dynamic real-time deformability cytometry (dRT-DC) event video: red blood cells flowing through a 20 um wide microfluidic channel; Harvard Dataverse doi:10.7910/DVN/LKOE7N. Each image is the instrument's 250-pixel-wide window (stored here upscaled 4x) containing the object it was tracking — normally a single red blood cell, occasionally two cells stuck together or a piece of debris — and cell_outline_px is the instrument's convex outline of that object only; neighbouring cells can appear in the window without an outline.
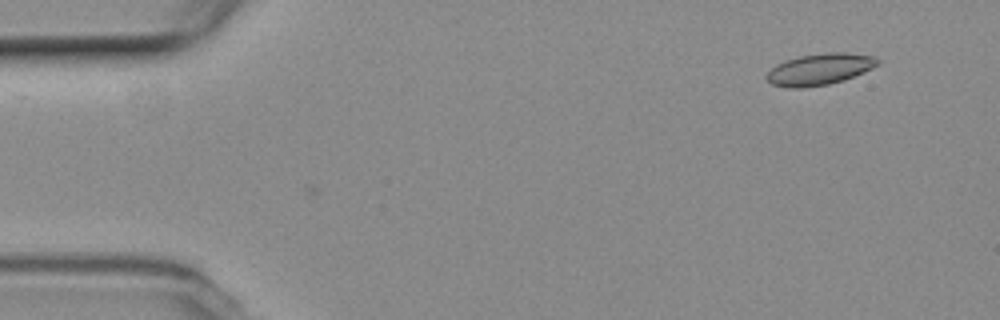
{"species": "common noctule bat (a hibernating species)", "species_latin": "Nyctalus noctula", "temperature_condition": "room temperature", "stored_images_in_passage": 2, "camera_frame_rate_fps": 3000, "um_per_image_px": 0.085, "animal": {"sex": "female", "body_mass_g": 19.3, "forearm_length_mm": 54.1}, "frame": {"image": 1, "passage_image": 1, "time_ms": 0.0, "image_size_px": [1000, 320], "cell_outline_px": [[880, 64], [864, 72], [844, 80], [828, 84], [800, 88], [788, 88], [772, 84], [764, 76], [776, 64], [784, 60], [800, 56], [828, 52], [848, 52], [872, 56], [880, 60]], "centroid_in_image_um": [69.67, 5.88], "position_along_channel_um": 15.3, "area_um2": 20.4}}